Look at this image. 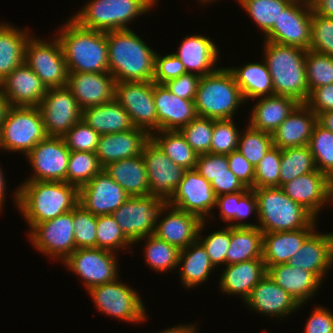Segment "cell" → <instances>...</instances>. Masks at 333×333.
Masks as SVG:
<instances>
[{
	"instance_id": "obj_28",
	"label": "cell",
	"mask_w": 333,
	"mask_h": 333,
	"mask_svg": "<svg viewBox=\"0 0 333 333\" xmlns=\"http://www.w3.org/2000/svg\"><path fill=\"white\" fill-rule=\"evenodd\" d=\"M166 210V216L156 224L154 235L179 250L196 242L202 220L194 214L170 205Z\"/></svg>"
},
{
	"instance_id": "obj_13",
	"label": "cell",
	"mask_w": 333,
	"mask_h": 333,
	"mask_svg": "<svg viewBox=\"0 0 333 333\" xmlns=\"http://www.w3.org/2000/svg\"><path fill=\"white\" fill-rule=\"evenodd\" d=\"M114 254L118 253L101 248H80L74 250L63 262L65 267L83 279L88 290L119 277V266Z\"/></svg>"
},
{
	"instance_id": "obj_17",
	"label": "cell",
	"mask_w": 333,
	"mask_h": 333,
	"mask_svg": "<svg viewBox=\"0 0 333 333\" xmlns=\"http://www.w3.org/2000/svg\"><path fill=\"white\" fill-rule=\"evenodd\" d=\"M149 183V195L170 201L185 169L171 161L159 146L150 139L142 152Z\"/></svg>"
},
{
	"instance_id": "obj_44",
	"label": "cell",
	"mask_w": 333,
	"mask_h": 333,
	"mask_svg": "<svg viewBox=\"0 0 333 333\" xmlns=\"http://www.w3.org/2000/svg\"><path fill=\"white\" fill-rule=\"evenodd\" d=\"M102 170L95 152L70 151L67 183L80 188Z\"/></svg>"
},
{
	"instance_id": "obj_31",
	"label": "cell",
	"mask_w": 333,
	"mask_h": 333,
	"mask_svg": "<svg viewBox=\"0 0 333 333\" xmlns=\"http://www.w3.org/2000/svg\"><path fill=\"white\" fill-rule=\"evenodd\" d=\"M267 274L302 305L315 295L322 284L314 273L287 263L268 267Z\"/></svg>"
},
{
	"instance_id": "obj_5",
	"label": "cell",
	"mask_w": 333,
	"mask_h": 333,
	"mask_svg": "<svg viewBox=\"0 0 333 333\" xmlns=\"http://www.w3.org/2000/svg\"><path fill=\"white\" fill-rule=\"evenodd\" d=\"M258 228L263 233L315 228L316 218L280 187L254 188Z\"/></svg>"
},
{
	"instance_id": "obj_21",
	"label": "cell",
	"mask_w": 333,
	"mask_h": 333,
	"mask_svg": "<svg viewBox=\"0 0 333 333\" xmlns=\"http://www.w3.org/2000/svg\"><path fill=\"white\" fill-rule=\"evenodd\" d=\"M115 80L110 72H68L66 87L83 110L114 98Z\"/></svg>"
},
{
	"instance_id": "obj_47",
	"label": "cell",
	"mask_w": 333,
	"mask_h": 333,
	"mask_svg": "<svg viewBox=\"0 0 333 333\" xmlns=\"http://www.w3.org/2000/svg\"><path fill=\"white\" fill-rule=\"evenodd\" d=\"M308 146L316 169L329 177L333 173V133L317 122Z\"/></svg>"
},
{
	"instance_id": "obj_73",
	"label": "cell",
	"mask_w": 333,
	"mask_h": 333,
	"mask_svg": "<svg viewBox=\"0 0 333 333\" xmlns=\"http://www.w3.org/2000/svg\"><path fill=\"white\" fill-rule=\"evenodd\" d=\"M201 3H204V4H206L207 2H213L214 0H199ZM203 1V2H202ZM216 1V0H215ZM206 2V3H205Z\"/></svg>"
},
{
	"instance_id": "obj_32",
	"label": "cell",
	"mask_w": 333,
	"mask_h": 333,
	"mask_svg": "<svg viewBox=\"0 0 333 333\" xmlns=\"http://www.w3.org/2000/svg\"><path fill=\"white\" fill-rule=\"evenodd\" d=\"M266 273L267 269L262 258L226 265L220 277L219 287L229 295L242 296L240 298H243L244 302Z\"/></svg>"
},
{
	"instance_id": "obj_6",
	"label": "cell",
	"mask_w": 333,
	"mask_h": 333,
	"mask_svg": "<svg viewBox=\"0 0 333 333\" xmlns=\"http://www.w3.org/2000/svg\"><path fill=\"white\" fill-rule=\"evenodd\" d=\"M245 102L241 89L228 68H217L201 76L195 98L198 117L213 120L233 119L239 105Z\"/></svg>"
},
{
	"instance_id": "obj_55",
	"label": "cell",
	"mask_w": 333,
	"mask_h": 333,
	"mask_svg": "<svg viewBox=\"0 0 333 333\" xmlns=\"http://www.w3.org/2000/svg\"><path fill=\"white\" fill-rule=\"evenodd\" d=\"M100 134L83 120L72 126L63 136L70 151L96 152Z\"/></svg>"
},
{
	"instance_id": "obj_26",
	"label": "cell",
	"mask_w": 333,
	"mask_h": 333,
	"mask_svg": "<svg viewBox=\"0 0 333 333\" xmlns=\"http://www.w3.org/2000/svg\"><path fill=\"white\" fill-rule=\"evenodd\" d=\"M150 139L146 130L135 127L125 132L104 134L100 136L95 153L104 168L109 163L142 155Z\"/></svg>"
},
{
	"instance_id": "obj_43",
	"label": "cell",
	"mask_w": 333,
	"mask_h": 333,
	"mask_svg": "<svg viewBox=\"0 0 333 333\" xmlns=\"http://www.w3.org/2000/svg\"><path fill=\"white\" fill-rule=\"evenodd\" d=\"M146 239L144 257L147 265L157 271L174 270L178 265L180 250L152 234L141 238Z\"/></svg>"
},
{
	"instance_id": "obj_37",
	"label": "cell",
	"mask_w": 333,
	"mask_h": 333,
	"mask_svg": "<svg viewBox=\"0 0 333 333\" xmlns=\"http://www.w3.org/2000/svg\"><path fill=\"white\" fill-rule=\"evenodd\" d=\"M241 89L246 102L247 99H258L275 95L272 77L265 60L263 63H248L241 67L228 68Z\"/></svg>"
},
{
	"instance_id": "obj_71",
	"label": "cell",
	"mask_w": 333,
	"mask_h": 333,
	"mask_svg": "<svg viewBox=\"0 0 333 333\" xmlns=\"http://www.w3.org/2000/svg\"><path fill=\"white\" fill-rule=\"evenodd\" d=\"M329 202H333V173L328 177Z\"/></svg>"
},
{
	"instance_id": "obj_7",
	"label": "cell",
	"mask_w": 333,
	"mask_h": 333,
	"mask_svg": "<svg viewBox=\"0 0 333 333\" xmlns=\"http://www.w3.org/2000/svg\"><path fill=\"white\" fill-rule=\"evenodd\" d=\"M157 0H92L72 19L81 27L103 32L128 29L131 20L148 12Z\"/></svg>"
},
{
	"instance_id": "obj_72",
	"label": "cell",
	"mask_w": 333,
	"mask_h": 333,
	"mask_svg": "<svg viewBox=\"0 0 333 333\" xmlns=\"http://www.w3.org/2000/svg\"><path fill=\"white\" fill-rule=\"evenodd\" d=\"M289 1L291 3H298L309 7H312L316 2V0H289Z\"/></svg>"
},
{
	"instance_id": "obj_48",
	"label": "cell",
	"mask_w": 333,
	"mask_h": 333,
	"mask_svg": "<svg viewBox=\"0 0 333 333\" xmlns=\"http://www.w3.org/2000/svg\"><path fill=\"white\" fill-rule=\"evenodd\" d=\"M306 81L309 91L314 88L333 84V57L307 50L306 52Z\"/></svg>"
},
{
	"instance_id": "obj_12",
	"label": "cell",
	"mask_w": 333,
	"mask_h": 333,
	"mask_svg": "<svg viewBox=\"0 0 333 333\" xmlns=\"http://www.w3.org/2000/svg\"><path fill=\"white\" fill-rule=\"evenodd\" d=\"M114 99L128 112L135 128L146 130L150 135L158 131L153 81L115 82Z\"/></svg>"
},
{
	"instance_id": "obj_36",
	"label": "cell",
	"mask_w": 333,
	"mask_h": 333,
	"mask_svg": "<svg viewBox=\"0 0 333 333\" xmlns=\"http://www.w3.org/2000/svg\"><path fill=\"white\" fill-rule=\"evenodd\" d=\"M82 120L100 135L134 128L128 112L114 98L105 104L83 109Z\"/></svg>"
},
{
	"instance_id": "obj_64",
	"label": "cell",
	"mask_w": 333,
	"mask_h": 333,
	"mask_svg": "<svg viewBox=\"0 0 333 333\" xmlns=\"http://www.w3.org/2000/svg\"><path fill=\"white\" fill-rule=\"evenodd\" d=\"M211 186L216 197L249 190L239 181L235 174H221L214 179Z\"/></svg>"
},
{
	"instance_id": "obj_16",
	"label": "cell",
	"mask_w": 333,
	"mask_h": 333,
	"mask_svg": "<svg viewBox=\"0 0 333 333\" xmlns=\"http://www.w3.org/2000/svg\"><path fill=\"white\" fill-rule=\"evenodd\" d=\"M26 156L34 172L26 181L67 182L70 150L63 137L47 136Z\"/></svg>"
},
{
	"instance_id": "obj_38",
	"label": "cell",
	"mask_w": 333,
	"mask_h": 333,
	"mask_svg": "<svg viewBox=\"0 0 333 333\" xmlns=\"http://www.w3.org/2000/svg\"><path fill=\"white\" fill-rule=\"evenodd\" d=\"M30 32L7 23L0 24V81L24 63Z\"/></svg>"
},
{
	"instance_id": "obj_61",
	"label": "cell",
	"mask_w": 333,
	"mask_h": 333,
	"mask_svg": "<svg viewBox=\"0 0 333 333\" xmlns=\"http://www.w3.org/2000/svg\"><path fill=\"white\" fill-rule=\"evenodd\" d=\"M305 104L318 115L321 112L333 110V84L314 88Z\"/></svg>"
},
{
	"instance_id": "obj_53",
	"label": "cell",
	"mask_w": 333,
	"mask_h": 333,
	"mask_svg": "<svg viewBox=\"0 0 333 333\" xmlns=\"http://www.w3.org/2000/svg\"><path fill=\"white\" fill-rule=\"evenodd\" d=\"M233 119L213 120L211 153L228 155L238 149L240 132Z\"/></svg>"
},
{
	"instance_id": "obj_41",
	"label": "cell",
	"mask_w": 333,
	"mask_h": 333,
	"mask_svg": "<svg viewBox=\"0 0 333 333\" xmlns=\"http://www.w3.org/2000/svg\"><path fill=\"white\" fill-rule=\"evenodd\" d=\"M156 132L151 134V139L171 161L185 170L196 167L198 155L188 145L179 130H159Z\"/></svg>"
},
{
	"instance_id": "obj_69",
	"label": "cell",
	"mask_w": 333,
	"mask_h": 333,
	"mask_svg": "<svg viewBox=\"0 0 333 333\" xmlns=\"http://www.w3.org/2000/svg\"><path fill=\"white\" fill-rule=\"evenodd\" d=\"M197 326L194 325H179L175 326L174 328H168L167 330L161 331L160 333H198L196 330Z\"/></svg>"
},
{
	"instance_id": "obj_57",
	"label": "cell",
	"mask_w": 333,
	"mask_h": 333,
	"mask_svg": "<svg viewBox=\"0 0 333 333\" xmlns=\"http://www.w3.org/2000/svg\"><path fill=\"white\" fill-rule=\"evenodd\" d=\"M195 169L209 183L221 174H234L228 165L227 155L206 153L198 155Z\"/></svg>"
},
{
	"instance_id": "obj_49",
	"label": "cell",
	"mask_w": 333,
	"mask_h": 333,
	"mask_svg": "<svg viewBox=\"0 0 333 333\" xmlns=\"http://www.w3.org/2000/svg\"><path fill=\"white\" fill-rule=\"evenodd\" d=\"M132 246L111 214L97 216L96 248L117 252ZM117 250V251H116Z\"/></svg>"
},
{
	"instance_id": "obj_68",
	"label": "cell",
	"mask_w": 333,
	"mask_h": 333,
	"mask_svg": "<svg viewBox=\"0 0 333 333\" xmlns=\"http://www.w3.org/2000/svg\"><path fill=\"white\" fill-rule=\"evenodd\" d=\"M11 105L8 99L4 96L1 88H0V126L2 122L6 119L7 113L10 109Z\"/></svg>"
},
{
	"instance_id": "obj_51",
	"label": "cell",
	"mask_w": 333,
	"mask_h": 333,
	"mask_svg": "<svg viewBox=\"0 0 333 333\" xmlns=\"http://www.w3.org/2000/svg\"><path fill=\"white\" fill-rule=\"evenodd\" d=\"M97 216L78 204L73 209V227L76 249L96 248Z\"/></svg>"
},
{
	"instance_id": "obj_30",
	"label": "cell",
	"mask_w": 333,
	"mask_h": 333,
	"mask_svg": "<svg viewBox=\"0 0 333 333\" xmlns=\"http://www.w3.org/2000/svg\"><path fill=\"white\" fill-rule=\"evenodd\" d=\"M175 54L184 64L186 72L205 76L215 72L219 57L218 47L214 41L202 35L187 36ZM215 67V68H214Z\"/></svg>"
},
{
	"instance_id": "obj_33",
	"label": "cell",
	"mask_w": 333,
	"mask_h": 333,
	"mask_svg": "<svg viewBox=\"0 0 333 333\" xmlns=\"http://www.w3.org/2000/svg\"><path fill=\"white\" fill-rule=\"evenodd\" d=\"M316 228H302L295 231L263 233L262 259L266 269L287 263Z\"/></svg>"
},
{
	"instance_id": "obj_29",
	"label": "cell",
	"mask_w": 333,
	"mask_h": 333,
	"mask_svg": "<svg viewBox=\"0 0 333 333\" xmlns=\"http://www.w3.org/2000/svg\"><path fill=\"white\" fill-rule=\"evenodd\" d=\"M317 115L299 103L291 114L272 133L273 146L279 149L309 145Z\"/></svg>"
},
{
	"instance_id": "obj_42",
	"label": "cell",
	"mask_w": 333,
	"mask_h": 333,
	"mask_svg": "<svg viewBox=\"0 0 333 333\" xmlns=\"http://www.w3.org/2000/svg\"><path fill=\"white\" fill-rule=\"evenodd\" d=\"M316 170L314 158L308 145L282 149L279 187L298 176Z\"/></svg>"
},
{
	"instance_id": "obj_11",
	"label": "cell",
	"mask_w": 333,
	"mask_h": 333,
	"mask_svg": "<svg viewBox=\"0 0 333 333\" xmlns=\"http://www.w3.org/2000/svg\"><path fill=\"white\" fill-rule=\"evenodd\" d=\"M24 62L39 76L46 88L67 85L68 69L57 37L50 43L30 36L25 45Z\"/></svg>"
},
{
	"instance_id": "obj_59",
	"label": "cell",
	"mask_w": 333,
	"mask_h": 333,
	"mask_svg": "<svg viewBox=\"0 0 333 333\" xmlns=\"http://www.w3.org/2000/svg\"><path fill=\"white\" fill-rule=\"evenodd\" d=\"M229 169L235 174L239 181L248 189H254L255 168L238 151L227 155Z\"/></svg>"
},
{
	"instance_id": "obj_23",
	"label": "cell",
	"mask_w": 333,
	"mask_h": 333,
	"mask_svg": "<svg viewBox=\"0 0 333 333\" xmlns=\"http://www.w3.org/2000/svg\"><path fill=\"white\" fill-rule=\"evenodd\" d=\"M153 98L159 130H180L197 117L195 100L173 94L165 84L153 82Z\"/></svg>"
},
{
	"instance_id": "obj_27",
	"label": "cell",
	"mask_w": 333,
	"mask_h": 333,
	"mask_svg": "<svg viewBox=\"0 0 333 333\" xmlns=\"http://www.w3.org/2000/svg\"><path fill=\"white\" fill-rule=\"evenodd\" d=\"M287 264L312 272L322 281L333 266V232L314 231Z\"/></svg>"
},
{
	"instance_id": "obj_67",
	"label": "cell",
	"mask_w": 333,
	"mask_h": 333,
	"mask_svg": "<svg viewBox=\"0 0 333 333\" xmlns=\"http://www.w3.org/2000/svg\"><path fill=\"white\" fill-rule=\"evenodd\" d=\"M317 122L333 133V110L319 113L317 115Z\"/></svg>"
},
{
	"instance_id": "obj_62",
	"label": "cell",
	"mask_w": 333,
	"mask_h": 333,
	"mask_svg": "<svg viewBox=\"0 0 333 333\" xmlns=\"http://www.w3.org/2000/svg\"><path fill=\"white\" fill-rule=\"evenodd\" d=\"M311 313L304 333H333V314L327 308L317 306Z\"/></svg>"
},
{
	"instance_id": "obj_40",
	"label": "cell",
	"mask_w": 333,
	"mask_h": 333,
	"mask_svg": "<svg viewBox=\"0 0 333 333\" xmlns=\"http://www.w3.org/2000/svg\"><path fill=\"white\" fill-rule=\"evenodd\" d=\"M263 232L258 227L230 226L226 265L262 258Z\"/></svg>"
},
{
	"instance_id": "obj_19",
	"label": "cell",
	"mask_w": 333,
	"mask_h": 333,
	"mask_svg": "<svg viewBox=\"0 0 333 333\" xmlns=\"http://www.w3.org/2000/svg\"><path fill=\"white\" fill-rule=\"evenodd\" d=\"M169 205L179 210L198 216L206 221L207 215H212L211 210L216 207V196L211 183H209L198 171L185 170Z\"/></svg>"
},
{
	"instance_id": "obj_39",
	"label": "cell",
	"mask_w": 333,
	"mask_h": 333,
	"mask_svg": "<svg viewBox=\"0 0 333 333\" xmlns=\"http://www.w3.org/2000/svg\"><path fill=\"white\" fill-rule=\"evenodd\" d=\"M182 265L180 279L187 288L207 281L215 269L204 246L197 240L180 250L178 265Z\"/></svg>"
},
{
	"instance_id": "obj_56",
	"label": "cell",
	"mask_w": 333,
	"mask_h": 333,
	"mask_svg": "<svg viewBox=\"0 0 333 333\" xmlns=\"http://www.w3.org/2000/svg\"><path fill=\"white\" fill-rule=\"evenodd\" d=\"M204 225L205 221H202L197 240L206 249L214 267H218L219 264H226L227 250L230 245V226H226V228L222 230L210 233L205 239H202L200 233L203 231L202 228L204 229Z\"/></svg>"
},
{
	"instance_id": "obj_3",
	"label": "cell",
	"mask_w": 333,
	"mask_h": 333,
	"mask_svg": "<svg viewBox=\"0 0 333 333\" xmlns=\"http://www.w3.org/2000/svg\"><path fill=\"white\" fill-rule=\"evenodd\" d=\"M60 28V42L68 72H109L107 32L81 27L72 18Z\"/></svg>"
},
{
	"instance_id": "obj_60",
	"label": "cell",
	"mask_w": 333,
	"mask_h": 333,
	"mask_svg": "<svg viewBox=\"0 0 333 333\" xmlns=\"http://www.w3.org/2000/svg\"><path fill=\"white\" fill-rule=\"evenodd\" d=\"M199 81V75L187 72L178 78L168 80L164 84L176 96L187 100H195Z\"/></svg>"
},
{
	"instance_id": "obj_54",
	"label": "cell",
	"mask_w": 333,
	"mask_h": 333,
	"mask_svg": "<svg viewBox=\"0 0 333 333\" xmlns=\"http://www.w3.org/2000/svg\"><path fill=\"white\" fill-rule=\"evenodd\" d=\"M310 50L333 57V18L312 10Z\"/></svg>"
},
{
	"instance_id": "obj_70",
	"label": "cell",
	"mask_w": 333,
	"mask_h": 333,
	"mask_svg": "<svg viewBox=\"0 0 333 333\" xmlns=\"http://www.w3.org/2000/svg\"><path fill=\"white\" fill-rule=\"evenodd\" d=\"M4 175H3V171L1 170V167H0V211H2V205H3V202L5 201L4 200V197H5V189H6V181H4Z\"/></svg>"
},
{
	"instance_id": "obj_52",
	"label": "cell",
	"mask_w": 333,
	"mask_h": 333,
	"mask_svg": "<svg viewBox=\"0 0 333 333\" xmlns=\"http://www.w3.org/2000/svg\"><path fill=\"white\" fill-rule=\"evenodd\" d=\"M282 149L273 146L255 167L254 188L279 187Z\"/></svg>"
},
{
	"instance_id": "obj_66",
	"label": "cell",
	"mask_w": 333,
	"mask_h": 333,
	"mask_svg": "<svg viewBox=\"0 0 333 333\" xmlns=\"http://www.w3.org/2000/svg\"><path fill=\"white\" fill-rule=\"evenodd\" d=\"M312 10L321 16L333 18V0H316Z\"/></svg>"
},
{
	"instance_id": "obj_4",
	"label": "cell",
	"mask_w": 333,
	"mask_h": 333,
	"mask_svg": "<svg viewBox=\"0 0 333 333\" xmlns=\"http://www.w3.org/2000/svg\"><path fill=\"white\" fill-rule=\"evenodd\" d=\"M264 60L272 77L275 95L305 103L310 91L306 81V49L264 40Z\"/></svg>"
},
{
	"instance_id": "obj_9",
	"label": "cell",
	"mask_w": 333,
	"mask_h": 333,
	"mask_svg": "<svg viewBox=\"0 0 333 333\" xmlns=\"http://www.w3.org/2000/svg\"><path fill=\"white\" fill-rule=\"evenodd\" d=\"M169 206L166 199L154 196L129 197L111 215L119 224L125 237L132 243L154 234L157 221Z\"/></svg>"
},
{
	"instance_id": "obj_58",
	"label": "cell",
	"mask_w": 333,
	"mask_h": 333,
	"mask_svg": "<svg viewBox=\"0 0 333 333\" xmlns=\"http://www.w3.org/2000/svg\"><path fill=\"white\" fill-rule=\"evenodd\" d=\"M187 73L184 64L175 54L160 56L155 54V66L153 82L164 84L168 80L178 78Z\"/></svg>"
},
{
	"instance_id": "obj_2",
	"label": "cell",
	"mask_w": 333,
	"mask_h": 333,
	"mask_svg": "<svg viewBox=\"0 0 333 333\" xmlns=\"http://www.w3.org/2000/svg\"><path fill=\"white\" fill-rule=\"evenodd\" d=\"M108 66L115 82L153 81L155 54L128 29L107 32Z\"/></svg>"
},
{
	"instance_id": "obj_14",
	"label": "cell",
	"mask_w": 333,
	"mask_h": 333,
	"mask_svg": "<svg viewBox=\"0 0 333 333\" xmlns=\"http://www.w3.org/2000/svg\"><path fill=\"white\" fill-rule=\"evenodd\" d=\"M29 232V238L35 249L53 259L59 258L64 261L76 250L73 210L52 220L38 223Z\"/></svg>"
},
{
	"instance_id": "obj_65",
	"label": "cell",
	"mask_w": 333,
	"mask_h": 333,
	"mask_svg": "<svg viewBox=\"0 0 333 333\" xmlns=\"http://www.w3.org/2000/svg\"><path fill=\"white\" fill-rule=\"evenodd\" d=\"M246 192H236L216 197V207L220 208L221 219L226 222L236 220L239 199Z\"/></svg>"
},
{
	"instance_id": "obj_15",
	"label": "cell",
	"mask_w": 333,
	"mask_h": 333,
	"mask_svg": "<svg viewBox=\"0 0 333 333\" xmlns=\"http://www.w3.org/2000/svg\"><path fill=\"white\" fill-rule=\"evenodd\" d=\"M38 108L48 136L63 137L82 120V109L66 86L47 88Z\"/></svg>"
},
{
	"instance_id": "obj_22",
	"label": "cell",
	"mask_w": 333,
	"mask_h": 333,
	"mask_svg": "<svg viewBox=\"0 0 333 333\" xmlns=\"http://www.w3.org/2000/svg\"><path fill=\"white\" fill-rule=\"evenodd\" d=\"M0 88L11 106L38 107L47 88L24 62L0 81Z\"/></svg>"
},
{
	"instance_id": "obj_10",
	"label": "cell",
	"mask_w": 333,
	"mask_h": 333,
	"mask_svg": "<svg viewBox=\"0 0 333 333\" xmlns=\"http://www.w3.org/2000/svg\"><path fill=\"white\" fill-rule=\"evenodd\" d=\"M88 293L102 314L128 323H140L146 319L145 306L140 296L134 289L119 282V277L112 282L89 288Z\"/></svg>"
},
{
	"instance_id": "obj_25",
	"label": "cell",
	"mask_w": 333,
	"mask_h": 333,
	"mask_svg": "<svg viewBox=\"0 0 333 333\" xmlns=\"http://www.w3.org/2000/svg\"><path fill=\"white\" fill-rule=\"evenodd\" d=\"M280 188L316 219L320 209H323L321 207L329 202L328 176L318 170L298 176Z\"/></svg>"
},
{
	"instance_id": "obj_18",
	"label": "cell",
	"mask_w": 333,
	"mask_h": 333,
	"mask_svg": "<svg viewBox=\"0 0 333 333\" xmlns=\"http://www.w3.org/2000/svg\"><path fill=\"white\" fill-rule=\"evenodd\" d=\"M312 7L289 3L265 35L266 41L309 50L311 44Z\"/></svg>"
},
{
	"instance_id": "obj_63",
	"label": "cell",
	"mask_w": 333,
	"mask_h": 333,
	"mask_svg": "<svg viewBox=\"0 0 333 333\" xmlns=\"http://www.w3.org/2000/svg\"><path fill=\"white\" fill-rule=\"evenodd\" d=\"M255 210V211H254ZM257 198L253 189H249L238 202V208L236 212V221L235 223H230L228 226L232 227H257L258 224L244 223L240 220L247 218L251 213L256 212L257 214Z\"/></svg>"
},
{
	"instance_id": "obj_45",
	"label": "cell",
	"mask_w": 333,
	"mask_h": 333,
	"mask_svg": "<svg viewBox=\"0 0 333 333\" xmlns=\"http://www.w3.org/2000/svg\"><path fill=\"white\" fill-rule=\"evenodd\" d=\"M249 13L259 26L264 36L278 21L281 11L290 3L289 0H236Z\"/></svg>"
},
{
	"instance_id": "obj_46",
	"label": "cell",
	"mask_w": 333,
	"mask_h": 333,
	"mask_svg": "<svg viewBox=\"0 0 333 333\" xmlns=\"http://www.w3.org/2000/svg\"><path fill=\"white\" fill-rule=\"evenodd\" d=\"M246 128L245 132L239 134L237 150L255 168L265 154L273 147L272 134L256 130L250 125H247Z\"/></svg>"
},
{
	"instance_id": "obj_1",
	"label": "cell",
	"mask_w": 333,
	"mask_h": 333,
	"mask_svg": "<svg viewBox=\"0 0 333 333\" xmlns=\"http://www.w3.org/2000/svg\"><path fill=\"white\" fill-rule=\"evenodd\" d=\"M13 195L30 230L79 204V188L67 182L24 181Z\"/></svg>"
},
{
	"instance_id": "obj_35",
	"label": "cell",
	"mask_w": 333,
	"mask_h": 333,
	"mask_svg": "<svg viewBox=\"0 0 333 333\" xmlns=\"http://www.w3.org/2000/svg\"><path fill=\"white\" fill-rule=\"evenodd\" d=\"M103 170L129 197L149 195L146 165L142 155L109 163Z\"/></svg>"
},
{
	"instance_id": "obj_24",
	"label": "cell",
	"mask_w": 333,
	"mask_h": 333,
	"mask_svg": "<svg viewBox=\"0 0 333 333\" xmlns=\"http://www.w3.org/2000/svg\"><path fill=\"white\" fill-rule=\"evenodd\" d=\"M244 302L252 310L275 318L288 316L302 306L292 295L275 283L267 273L254 286Z\"/></svg>"
},
{
	"instance_id": "obj_8",
	"label": "cell",
	"mask_w": 333,
	"mask_h": 333,
	"mask_svg": "<svg viewBox=\"0 0 333 333\" xmlns=\"http://www.w3.org/2000/svg\"><path fill=\"white\" fill-rule=\"evenodd\" d=\"M1 150L26 155L48 135L38 107L11 106L0 126Z\"/></svg>"
},
{
	"instance_id": "obj_20",
	"label": "cell",
	"mask_w": 333,
	"mask_h": 333,
	"mask_svg": "<svg viewBox=\"0 0 333 333\" xmlns=\"http://www.w3.org/2000/svg\"><path fill=\"white\" fill-rule=\"evenodd\" d=\"M128 194L104 170L79 188V204L96 216L112 214Z\"/></svg>"
},
{
	"instance_id": "obj_50",
	"label": "cell",
	"mask_w": 333,
	"mask_h": 333,
	"mask_svg": "<svg viewBox=\"0 0 333 333\" xmlns=\"http://www.w3.org/2000/svg\"><path fill=\"white\" fill-rule=\"evenodd\" d=\"M179 131L197 155L211 153L213 119L197 116Z\"/></svg>"
},
{
	"instance_id": "obj_34",
	"label": "cell",
	"mask_w": 333,
	"mask_h": 333,
	"mask_svg": "<svg viewBox=\"0 0 333 333\" xmlns=\"http://www.w3.org/2000/svg\"><path fill=\"white\" fill-rule=\"evenodd\" d=\"M248 123L252 128L272 134L291 114L298 101L287 96L260 97L255 102Z\"/></svg>"
}]
</instances>
